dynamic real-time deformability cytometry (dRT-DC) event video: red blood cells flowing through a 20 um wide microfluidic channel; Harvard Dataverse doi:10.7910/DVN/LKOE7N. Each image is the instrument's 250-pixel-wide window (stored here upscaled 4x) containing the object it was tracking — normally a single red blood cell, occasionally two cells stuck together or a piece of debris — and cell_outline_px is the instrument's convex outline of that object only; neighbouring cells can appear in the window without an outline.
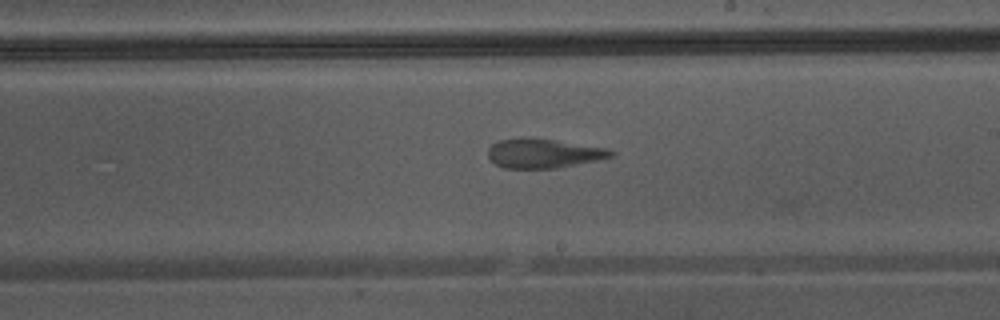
{"species": "Egyptian fruit bat (a non-hibernating species)", "species_latin": "Rousettus aegyptiacus", "temperature_condition": "warm", "stored_images_in_passage": 33, "camera_frame_rate_fps": 3000, "um_per_image_px": 0.085, "animal": {"sex": "male"}, "frame": {"image": 1, "passage_image": 16, "time_ms": 5.0, "image_size_px": [1000, 320], "cell_outline_px": [[616, 152], [612, 156], [596, 160], [556, 168], [504, 168], [496, 164], [488, 156], [488, 148], [492, 144], [500, 140], [524, 136], [556, 140], [608, 148]], "centroid_in_image_um": [46.18, 13.01], "position_along_channel_um": 242.8, "area_um2": 21.04}}
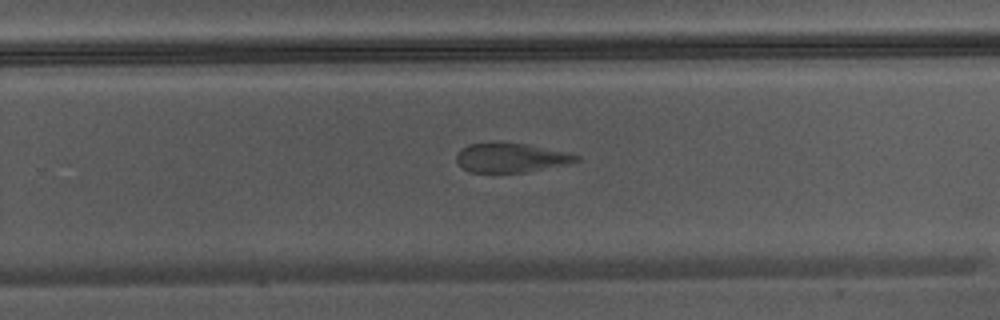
{"frame": {"image": 2, "passage_image": 19, "time_ms": 6.0, "image_size_px": [1000, 320], "cell_outline_px": [[580, 160], [568, 164], [524, 172], [468, 172], [456, 160], [456, 152], [468, 144], [528, 144], [580, 156]], "centroid_in_image_um": [43.41, 13.43], "position_along_channel_um": 286.4, "area_um2": 19.83}}
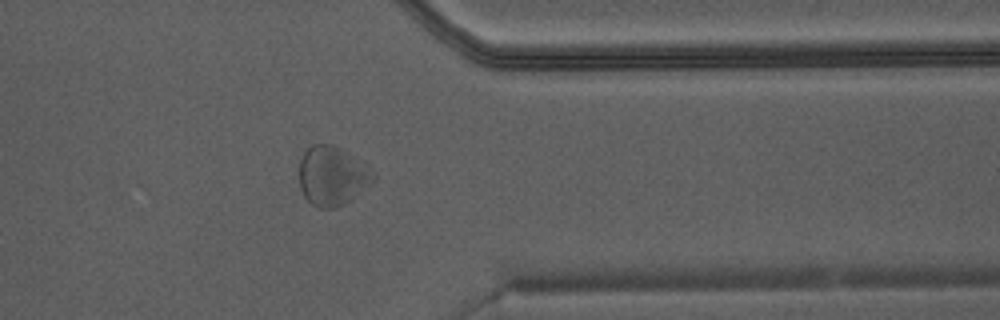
{"frame": {"image": 3, "passage_image": 26, "time_ms": 8.333, "image_size_px": [1000, 320], "cell_outline_px": [[376, 180], [344, 204], [332, 208], [320, 208], [312, 204], [304, 196], [300, 188], [300, 160], [304, 152], [312, 144], [332, 144], [348, 152], [376, 172]], "centroid_in_image_um": [28.26, 14.94], "position_along_channel_um": 383.1, "area_um2": 25.55}}